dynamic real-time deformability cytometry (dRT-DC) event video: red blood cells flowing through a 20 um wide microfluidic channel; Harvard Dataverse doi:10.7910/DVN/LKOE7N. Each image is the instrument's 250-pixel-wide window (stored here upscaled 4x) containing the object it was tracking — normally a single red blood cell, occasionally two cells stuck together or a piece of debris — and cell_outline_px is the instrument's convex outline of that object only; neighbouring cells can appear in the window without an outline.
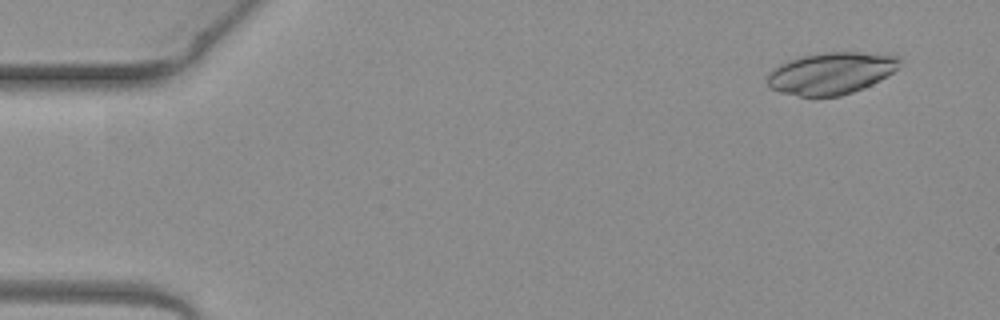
{"species": "common noctule bat (a hibernating species)", "species_latin": "Nyctalus noctula", "temperature_condition": "warm", "stored_images_in_passage": 4, "camera_frame_rate_fps": 3000, "um_per_image_px": 0.085, "animal": {"sex": "female", "body_mass_g": 19.3, "forearm_length_mm": 54.1}, "frame": {"image": 1, "passage_image": 4, "time_ms": 1.0, "image_size_px": [1000, 320], "cell_outline_px": [[900, 60], [896, 68], [892, 72], [880, 80], [872, 84], [852, 92], [840, 96], [800, 96], [780, 92], [768, 88], [768, 72], [772, 68], [788, 60], [800, 56], [824, 52], [860, 52], [900, 56]], "centroid_in_image_um": [70.6, 6.22], "position_along_channel_um": 14.4, "area_um2": 32.25}}